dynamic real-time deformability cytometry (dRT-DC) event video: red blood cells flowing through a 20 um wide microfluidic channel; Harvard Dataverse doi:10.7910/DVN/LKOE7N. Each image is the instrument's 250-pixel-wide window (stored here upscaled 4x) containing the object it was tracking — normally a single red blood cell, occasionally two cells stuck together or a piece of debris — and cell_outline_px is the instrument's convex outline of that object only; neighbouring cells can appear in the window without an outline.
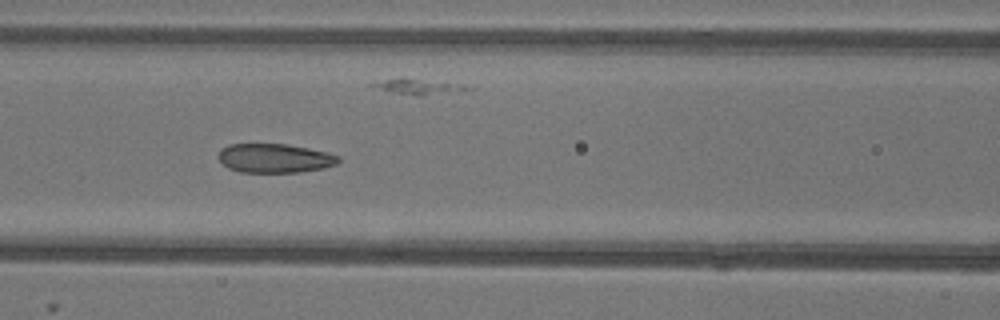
{"species": "common noctule bat (a hibernating species)", "species_latin": "Nyctalus noctula", "temperature_condition": "warm", "stored_images_in_passage": 39, "camera_frame_rate_fps": 3000, "um_per_image_px": 0.085, "animal": {"sex": "female"}, "frame": {"image": 1, "passage_image": 10, "time_ms": 3.0, "image_size_px": [1000, 320], "cell_outline_px": [[340, 160], [336, 164], [324, 168], [300, 172], [240, 172], [228, 168], [216, 156], [220, 148], [228, 144], [284, 144], [308, 148], [328, 152], [340, 156]], "centroid_in_image_um": [23.33, 13.44], "position_along_channel_um": 143.3, "area_um2": 20.46}}
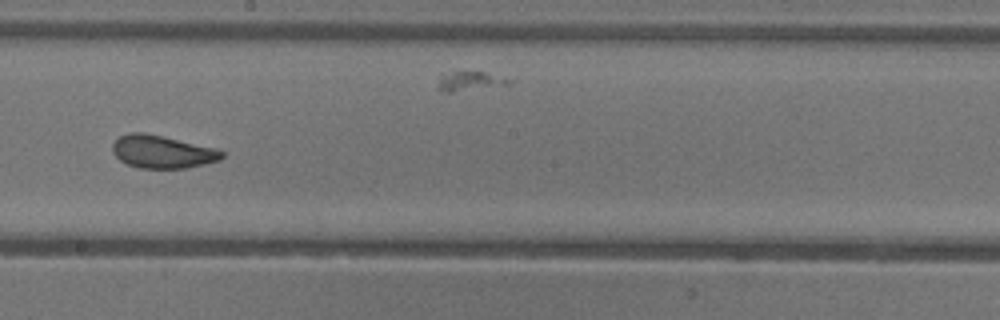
{"frame": {"image": 2, "passage_image": 17, "time_ms": 5.333, "image_size_px": [1000, 320], "cell_outline_px": [[224, 156], [220, 160], [204, 164], [184, 168], [140, 168], [128, 164], [120, 160], [112, 152], [112, 144], [120, 136], [128, 132], [144, 132], [164, 136], [216, 148], [224, 152]], "centroid_in_image_um": [13.79, 12.89], "position_along_channel_um": 234.4, "area_um2": 20.98}}
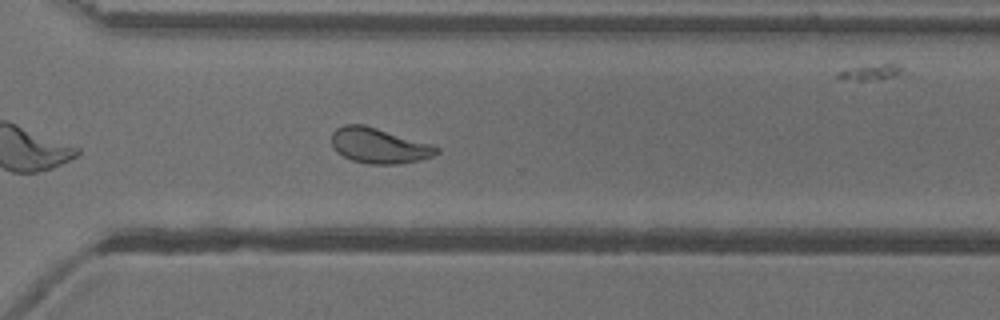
{"frame": {"image": 3, "passage_image": 25, "time_ms": 8.0, "image_size_px": [1000, 320], "cell_outline_px": [[440, 152], [432, 156], [420, 160], [396, 164], [368, 164], [352, 160], [336, 152], [332, 148], [332, 132], [336, 128], [344, 124], [364, 124], [432, 144], [440, 148]], "centroid_in_image_um": [32.2, 12.37], "position_along_channel_um": 338.4, "area_um2": 21.73}, "authors_computed_cell_mechanics": {"area_um2": 21.7328, "velocity_mm_per_s": 3.9145, "shape_relaxation_time_tau1_ms": 9.3519, "shape_relaxation_time_tau2_ms": 1.1873, "deformation_change_tau1": 0.2004, "deformation_change_tau2": 0.0739}}